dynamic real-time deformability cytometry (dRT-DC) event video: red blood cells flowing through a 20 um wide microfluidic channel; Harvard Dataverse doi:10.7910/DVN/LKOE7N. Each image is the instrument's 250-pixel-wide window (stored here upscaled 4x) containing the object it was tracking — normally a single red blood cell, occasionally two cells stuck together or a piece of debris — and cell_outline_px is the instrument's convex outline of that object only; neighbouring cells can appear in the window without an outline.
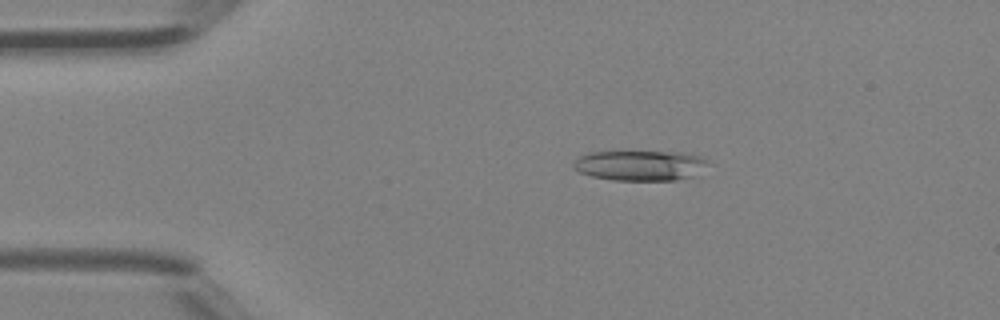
{"species": "Egyptian fruit bat (a non-hibernating species)", "species_latin": "Rousettus aegyptiacus", "temperature_condition": "room temperature", "stored_images_in_passage": 3, "camera_frame_rate_fps": 3000, "um_per_image_px": 0.085, "animal": {"sex": "female"}, "frame": {"image": 1, "passage_image": 2, "time_ms": 0.333, "image_size_px": [1000, 320], "cell_outline_px": [[712, 164], [700, 176], [676, 180], [612, 180], [592, 176], [580, 172], [572, 168], [572, 164], [580, 156], [588, 152], [680, 152], [700, 156], [708, 160]], "centroid_in_image_um": [54.53, 14.07], "position_along_channel_um": 30.5, "area_um2": 24.22}}